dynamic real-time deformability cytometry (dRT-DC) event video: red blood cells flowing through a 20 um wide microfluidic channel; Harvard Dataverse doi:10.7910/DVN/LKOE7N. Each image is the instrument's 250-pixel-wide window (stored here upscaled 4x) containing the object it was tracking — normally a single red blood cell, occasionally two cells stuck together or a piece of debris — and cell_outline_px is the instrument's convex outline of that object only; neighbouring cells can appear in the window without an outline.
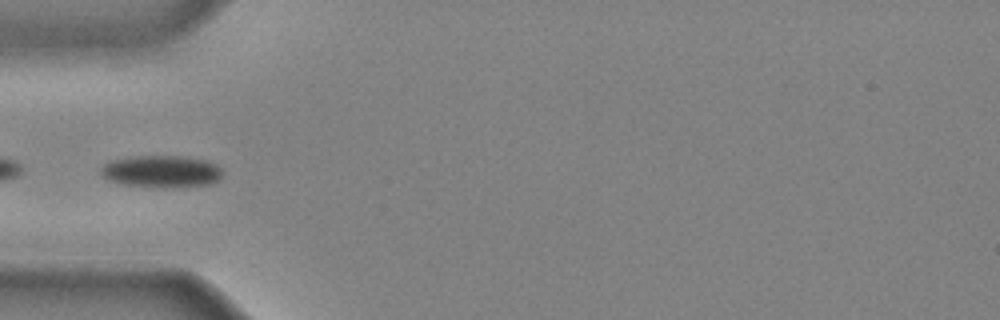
{"species": "common noctule bat (a hibernating species)", "species_latin": "Nyctalus noctula", "temperature_condition": "cold", "stored_images_in_passage": 44, "camera_frame_rate_fps": 3000, "um_per_image_px": 0.085, "animal": {"sex": "male", "body_mass_g": 20.4}, "frame": {"image": 1, "passage_image": 15, "time_ms": 4.667, "image_size_px": [1000, 320], "cell_outline_px": [[220, 176], [212, 184], [168, 188], [152, 188], [124, 184], [108, 180], [100, 172], [100, 168], [104, 164], [112, 160], [132, 156], [180, 156], [208, 160], [216, 164], [220, 168]], "centroid_in_image_um": [13.7, 14.58], "position_along_channel_um": 71.3, "area_um2": 22.89}}
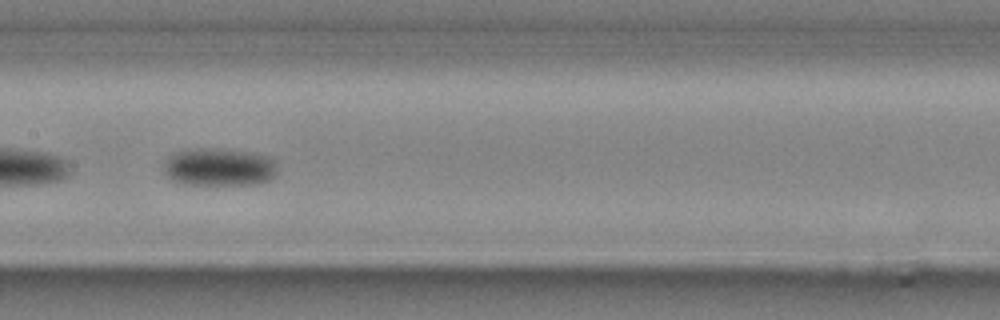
{"frame": {"image": 2, "passage_image": 23, "time_ms": 7.333, "image_size_px": [1000, 320], "cell_outline_px": [[276, 176], [268, 180], [256, 184], [184, 184], [172, 180], [164, 172], [164, 168], [168, 160], [172, 156], [180, 152], [200, 148], [216, 148], [252, 152], [272, 156], [276, 168]], "centroid_in_image_um": [18.7, 14.2], "position_along_channel_um": 188.7, "area_um2": 24.8}}
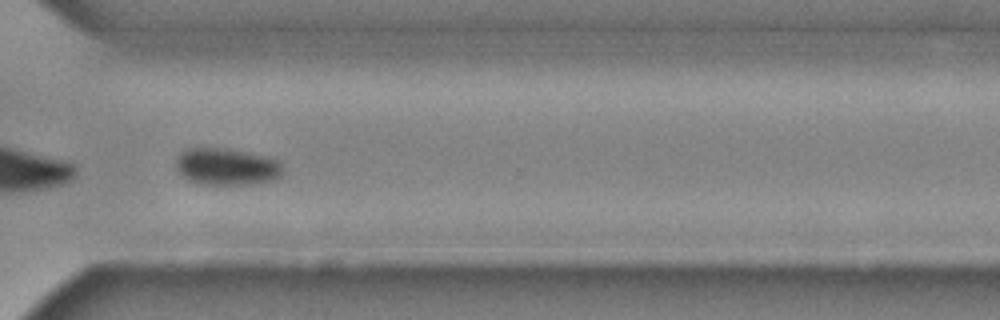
{"frame": {"image": 3, "passage_image": 34, "time_ms": 11.0, "image_size_px": [1000, 320], "cell_outline_px": [[284, 172], [280, 176], [272, 180], [252, 184], [200, 184], [188, 180], [176, 168], [176, 156], [180, 152], [188, 148], [224, 148], [248, 152], [268, 156], [276, 160], [280, 164]], "centroid_in_image_um": [19.25, 14.16], "position_along_channel_um": 351.3, "area_um2": 23.06}}